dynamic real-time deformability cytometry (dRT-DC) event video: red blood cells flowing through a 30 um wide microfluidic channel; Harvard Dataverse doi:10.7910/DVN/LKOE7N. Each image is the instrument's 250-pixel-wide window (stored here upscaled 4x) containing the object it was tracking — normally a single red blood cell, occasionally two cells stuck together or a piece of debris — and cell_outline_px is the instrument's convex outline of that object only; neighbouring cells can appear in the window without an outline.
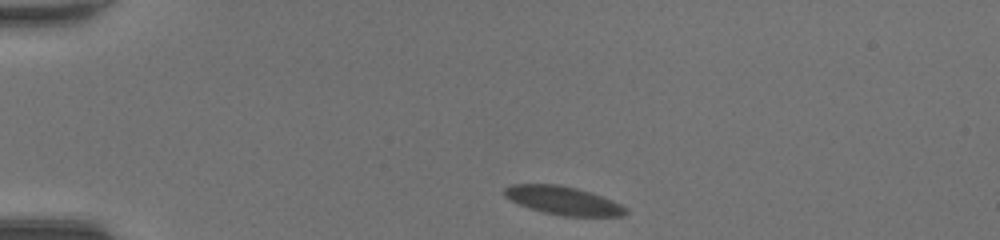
{"species": "common noctule bat (a hibernating species)", "species_latin": "Nyctalus noctula", "temperature_condition": "room temperature", "stored_images_in_passage": 41, "camera_frame_rate_fps": 3000, "um_per_image_px": 0.085, "animal": {"sex": "female", "body_mass_g": 20.0, "forearm_length_mm": 54.0}, "frame": {"image": 1, "passage_image": 1, "time_ms": 0.0, "image_size_px": [1000, 240], "cell_outline_px": [[628, 212], [620, 216], [564, 216], [544, 212], [520, 204], [512, 200], [504, 192], [504, 188], [512, 184], [556, 184], [576, 188], [600, 196], [620, 204]], "centroid_in_image_um": [47.86, 17.04], "position_along_channel_um": 37.1, "area_um2": 19.42}}
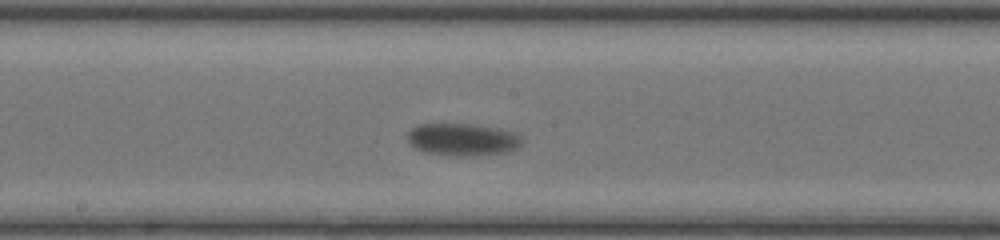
{"frame": {"image": 2, "passage_image": 18, "time_ms": 5.667, "image_size_px": [1000, 240], "cell_outline_px": [[524, 140], [516, 148], [504, 152], [476, 156], [448, 156], [428, 152], [416, 148], [408, 140], [408, 132], [412, 128], [420, 124], [472, 124], [500, 128], [516, 132]], "centroid_in_image_um": [39.36, 11.85], "position_along_channel_um": 208.8, "area_um2": 21.62}}
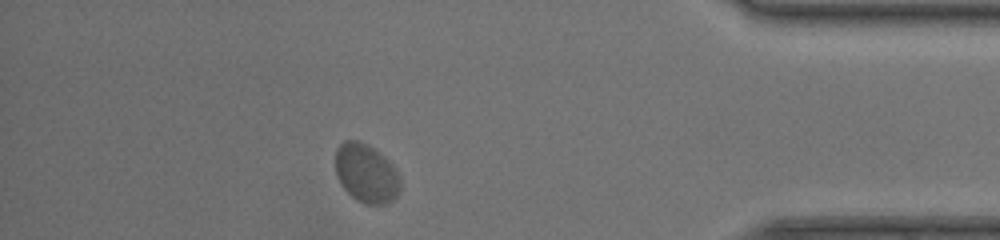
{"frame": {"image": 3, "passage_image": 35, "time_ms": 11.333, "image_size_px": [1000, 240], "cell_outline_px": [[400, 192], [392, 200], [384, 204], [364, 204], [356, 200], [340, 184], [336, 176], [336, 148], [344, 140], [356, 140], [372, 148], [392, 164], [400, 180]], "centroid_in_image_um": [31.11, 14.75], "position_along_channel_um": 404.1, "area_um2": 21.96}, "authors_computed_cell_mechanics": {"area_um2": 20.808, "velocity_mm_per_s": 4.0696, "shape_relaxation_time_tau1_ms": 1.1401, "shape_relaxation_time_tau2_ms": null, "deformation_change_tau1": 0.0877, "deformation_change_tau2": null}}